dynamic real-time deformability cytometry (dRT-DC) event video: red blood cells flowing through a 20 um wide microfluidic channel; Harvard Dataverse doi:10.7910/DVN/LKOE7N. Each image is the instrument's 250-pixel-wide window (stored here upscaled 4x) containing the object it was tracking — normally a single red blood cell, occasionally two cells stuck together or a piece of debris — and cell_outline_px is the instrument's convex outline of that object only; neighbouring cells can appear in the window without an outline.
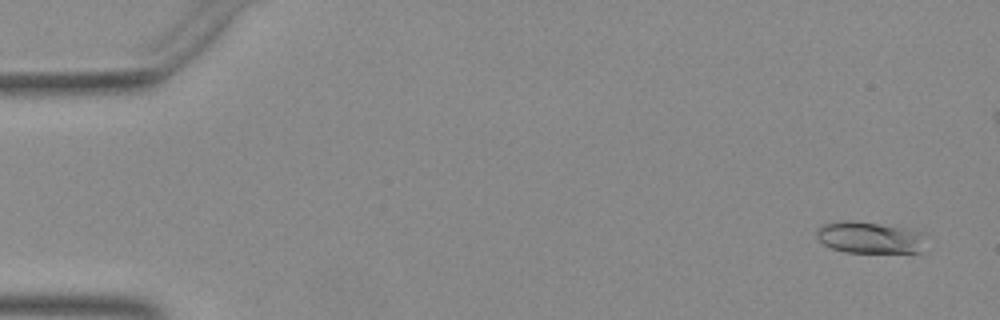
{"species": "Egyptian fruit bat (a non-hibernating species)", "species_latin": "Rousettus aegyptiacus", "temperature_condition": "warm", "stored_images_in_passage": 52, "camera_frame_rate_fps": 3000, "um_per_image_px": 0.085, "animal": {"sex": "female"}, "frame": {"image": 1, "passage_image": 3, "time_ms": 0.667, "image_size_px": [1000, 320], "cell_outline_px": [[928, 252], [844, 252], [832, 248], [824, 244], [816, 236], [816, 232], [820, 224], [844, 220], [876, 224], [904, 228], [924, 232]], "centroid_in_image_um": [73.99, 20.21], "position_along_channel_um": 11.0, "area_um2": 20.35}}
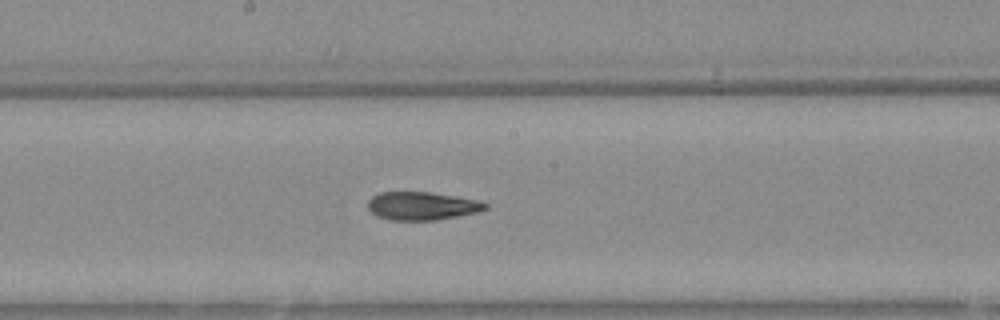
{"frame": {"image": 2, "passage_image": 28, "time_ms": 9.0, "image_size_px": [1000, 320], "cell_outline_px": [[488, 208], [476, 212], [436, 220], [388, 220], [376, 216], [368, 208], [368, 200], [372, 196], [380, 192], [432, 192], [480, 200], [488, 204]], "centroid_in_image_um": [35.86, 17.5], "position_along_channel_um": 212.3, "area_um2": 19.36}}
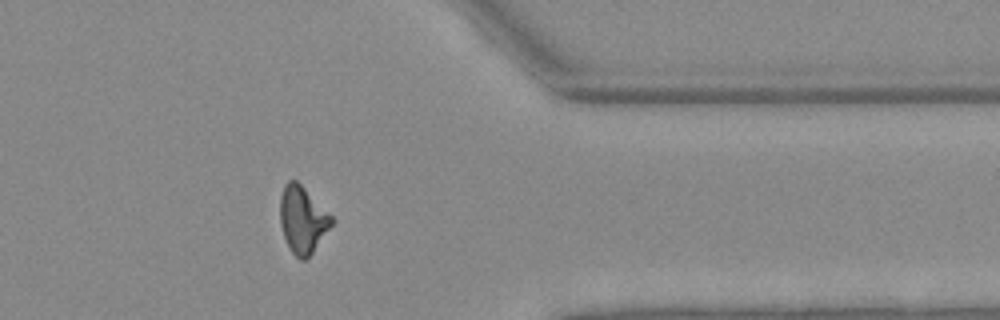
{"frame": {"image": 3, "passage_image": 42, "time_ms": 13.667, "image_size_px": [1000, 320], "cell_outline_px": [[336, 220], [312, 252], [304, 260], [300, 260], [292, 252], [284, 236], [280, 224], [280, 196], [284, 184], [288, 180], [296, 180]], "centroid_in_image_um": [25.71, 18.65], "position_along_channel_um": 385.7, "area_um2": 19.83}}